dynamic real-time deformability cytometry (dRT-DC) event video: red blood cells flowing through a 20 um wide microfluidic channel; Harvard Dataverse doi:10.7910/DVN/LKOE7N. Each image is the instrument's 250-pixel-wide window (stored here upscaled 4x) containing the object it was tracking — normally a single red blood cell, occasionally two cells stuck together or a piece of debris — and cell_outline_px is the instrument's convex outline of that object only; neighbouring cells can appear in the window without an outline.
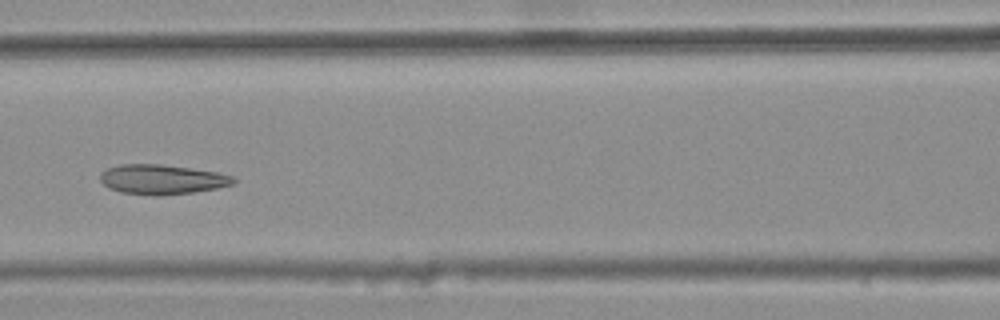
{"species": "common noctule bat (a hibernating species)", "species_latin": "Nyctalus noctula", "temperature_condition": "warm", "stored_images_in_passage": 8, "camera_frame_rate_fps": 3000, "um_per_image_px": 0.085, "animal": {"sex": "female", "body_mass_g": 25.1}, "frame": {"image": 1, "passage_image": 7, "time_ms": 2.0, "image_size_px": [1000, 320], "cell_outline_px": [[236, 184], [216, 188], [192, 192], [152, 196], [120, 192], [108, 188], [100, 180], [100, 172], [108, 168], [120, 164], [160, 164], [216, 172], [236, 176]], "centroid_in_image_um": [13.77, 15.25], "position_along_channel_um": 152.8, "area_um2": 23.12}}
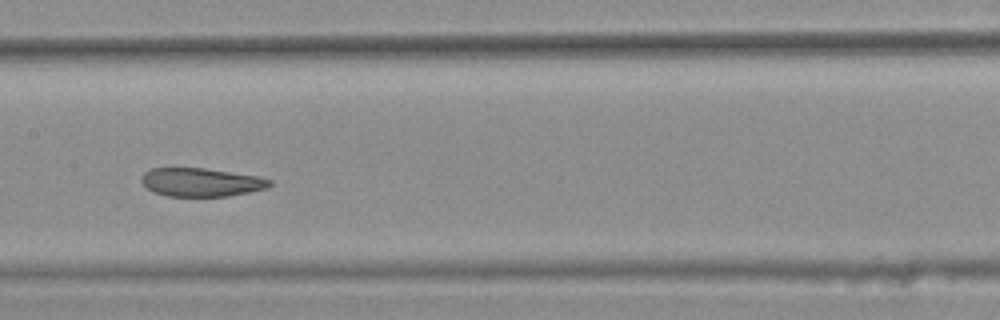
{"frame": {"image": 2, "passage_image": 8, "time_ms": 2.333, "image_size_px": [1000, 320], "cell_outline_px": [[272, 184], [268, 188], [228, 196], [168, 196], [156, 192], [148, 188], [140, 180], [144, 172], [152, 168], [204, 168], [256, 176], [272, 180]], "centroid_in_image_um": [17.11, 15.49], "position_along_channel_um": 190.3, "area_um2": 21.04}}